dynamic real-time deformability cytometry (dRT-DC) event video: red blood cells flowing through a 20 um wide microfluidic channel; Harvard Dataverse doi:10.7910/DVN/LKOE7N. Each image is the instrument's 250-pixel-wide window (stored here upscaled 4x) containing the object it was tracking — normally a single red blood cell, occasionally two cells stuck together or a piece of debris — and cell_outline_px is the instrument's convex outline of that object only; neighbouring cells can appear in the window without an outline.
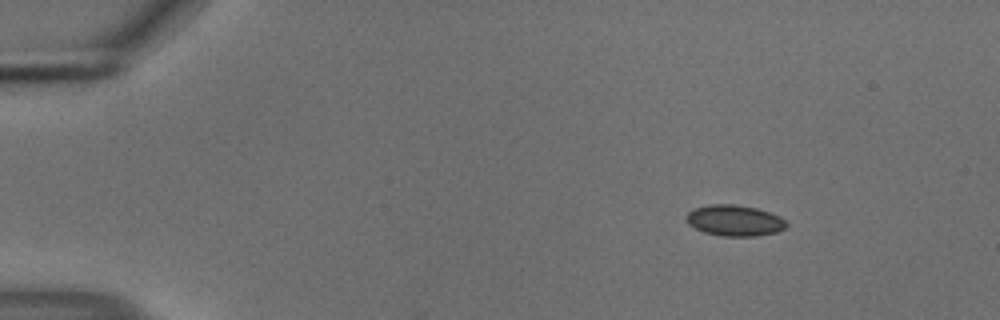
{"species": "common noctule bat (a hibernating species)", "species_latin": "Nyctalus noctula", "temperature_condition": "cold", "stored_images_in_passage": 14, "camera_frame_rate_fps": 3000, "um_per_image_px": 0.085, "animal": {"sex": "male", "body_mass_g": 18.8}, "frame": {"image": 1, "passage_image": 8, "time_ms": 2.333, "image_size_px": [1000, 320], "cell_outline_px": [[788, 224], [784, 228], [776, 232], [756, 236], [724, 236], [704, 232], [688, 224], [684, 220], [684, 216], [692, 208], [708, 204], [736, 204], [756, 208], [780, 216]], "centroid_in_image_um": [62.38, 18.73], "position_along_channel_um": 22.6, "area_um2": 18.21}}